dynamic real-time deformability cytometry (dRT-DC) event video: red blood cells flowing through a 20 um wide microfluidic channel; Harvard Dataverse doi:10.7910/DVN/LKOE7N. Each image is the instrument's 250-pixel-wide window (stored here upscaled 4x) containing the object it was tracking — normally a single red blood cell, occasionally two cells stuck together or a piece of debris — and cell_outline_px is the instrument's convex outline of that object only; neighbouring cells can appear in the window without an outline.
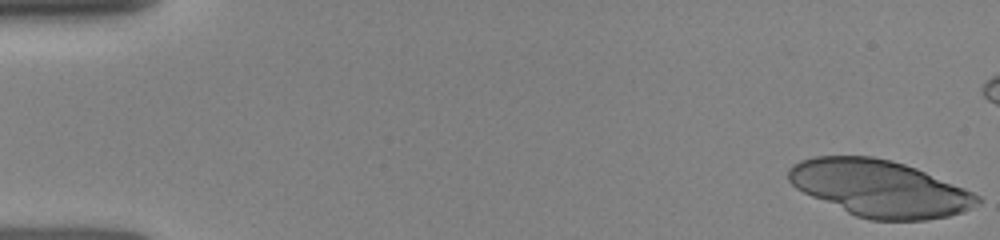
{"species": "human", "species_latin": "Homo sapiens", "temperature_condition": "room temperature", "stored_images_in_passage": 15, "camera_frame_rate_fps": 3000, "um_per_image_px": 0.085, "donor": {"sex": "female"}, "frame": {"image": 1, "passage_image": 1, "time_ms": 0.0, "image_size_px": [1000, 240], "cell_outline_px": [[984, 200], [980, 204], [964, 212], [948, 216], [924, 220], [872, 220], [856, 216], [812, 196], [796, 188], [788, 180], [788, 168], [792, 164], [800, 160], [816, 156], [872, 156], [892, 160], [916, 168], [964, 188], [980, 196]], "centroid_in_image_um": [74.79, 16.01], "position_along_channel_um": 10.2, "area_um2": 62.14}}
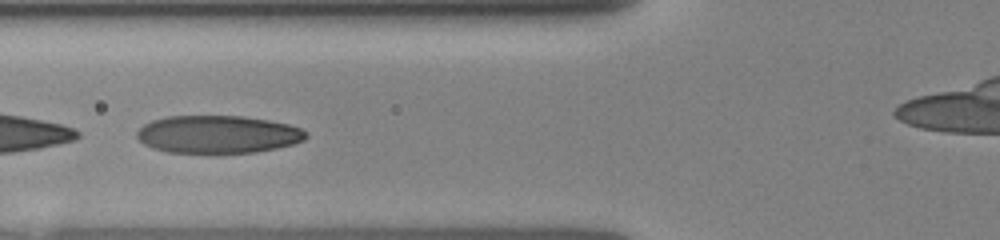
{"frame": {"image": 2, "passage_image": 13, "time_ms": 6.0, "image_size_px": [1000, 240], "cell_outline_px": [[308, 136], [304, 140], [292, 144], [276, 148], [256, 152], [212, 156], [168, 152], [152, 148], [144, 144], [136, 136], [136, 132], [144, 124], [152, 120], [168, 116], [244, 116], [268, 120], [288, 124], [300, 128], [308, 132]], "centroid_in_image_um": [18.5, 11.46], "position_along_channel_um": 107.3, "area_um2": 38.32}}